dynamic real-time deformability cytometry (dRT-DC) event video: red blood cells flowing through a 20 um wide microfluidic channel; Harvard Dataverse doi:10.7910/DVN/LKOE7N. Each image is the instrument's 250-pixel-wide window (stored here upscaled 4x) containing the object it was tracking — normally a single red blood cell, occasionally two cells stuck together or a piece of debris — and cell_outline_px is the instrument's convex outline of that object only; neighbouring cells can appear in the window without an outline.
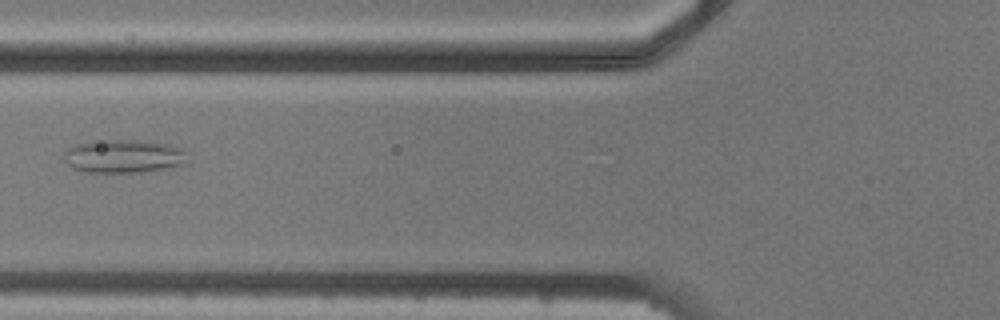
{"species": "common noctule bat (a hibernating species)", "species_latin": "Nyctalus noctula", "temperature_condition": "cold", "stored_images_in_passage": 7, "camera_frame_rate_fps": 3000, "um_per_image_px": 0.085, "animal": {"sex": "male", "body_mass_g": 20.5, "forearm_length_mm": 52.5}, "frame": {"image": 1, "passage_image": 7, "time_ms": 8.333, "image_size_px": [1000, 320], "cell_outline_px": [[188, 164], [140, 172], [88, 172], [72, 168], [64, 160], [64, 152], [68, 148], [76, 144], [92, 140], [148, 140], [172, 144], [180, 148], [184, 152], [188, 160]], "centroid_in_image_um": [10.52, 13.26], "position_along_channel_um": 115.3, "area_um2": 24.28}}